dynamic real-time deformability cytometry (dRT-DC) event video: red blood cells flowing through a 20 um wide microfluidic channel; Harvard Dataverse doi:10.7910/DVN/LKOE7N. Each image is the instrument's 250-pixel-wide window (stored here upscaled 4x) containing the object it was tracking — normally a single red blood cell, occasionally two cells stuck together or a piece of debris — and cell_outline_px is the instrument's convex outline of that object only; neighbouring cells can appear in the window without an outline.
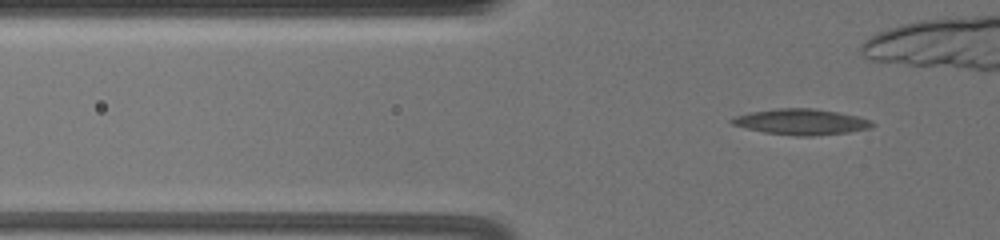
{"species": "common noctule bat (a hibernating species)", "species_latin": "Nyctalus noctula", "temperature_condition": "warm", "stored_images_in_passage": 55, "camera_frame_rate_fps": 3000, "um_per_image_px": 0.085, "animal": {"sex": "female", "body_mass_g": 19.5, "forearm_length_mm": 54.1}, "frame": {"image": 1, "passage_image": 12, "time_ms": 3.667, "image_size_px": [1000, 240], "cell_outline_px": [[876, 124], [868, 128], [848, 132], [812, 136], [796, 136], [764, 132], [732, 124], [728, 120], [736, 116], [748, 112], [780, 108], [812, 108], [836, 112], [856, 116], [872, 120]], "centroid_in_image_um": [68.09, 10.35], "position_along_channel_um": 57.7, "area_um2": 20.92}}
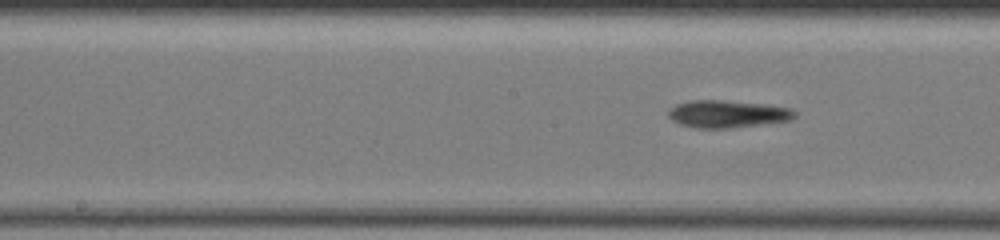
{"frame": {"image": 2, "passage_image": 26, "time_ms": 8.333, "image_size_px": [1000, 240], "cell_outline_px": [[796, 116], [788, 120], [728, 128], [696, 128], [680, 124], [672, 120], [668, 116], [668, 112], [676, 104], [692, 100], [724, 100], [764, 104], [792, 108], [796, 112]], "centroid_in_image_um": [61.81, 9.67], "position_along_channel_um": 186.4, "area_um2": 19.94}}
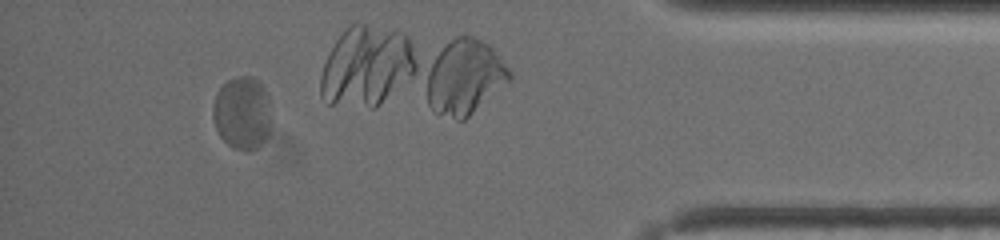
{"frame": {"image": 3, "passage_image": 51, "time_ms": 16.667, "image_size_px": [1000, 240], "cell_outline_px": [[272, 120], [268, 132], [264, 140], [256, 148], [248, 152], [232, 148], [220, 136], [216, 128], [212, 116], [212, 108], [216, 92], [228, 80], [240, 76], [248, 76], [256, 80], [260, 84], [268, 100]], "centroid_in_image_um": [20.57, 9.64], "position_along_channel_um": 414.6, "area_um2": 24.68}, "authors_computed_cell_mechanics": {"area_um2": 20.9236, "velocity_mm_per_s": 3.2401, "shape_relaxation_time_tau1_ms": 4.6713, "shape_relaxation_time_tau2_ms": null, "deformation_change_tau1": 0.1149, "deformation_change_tau2": null}}